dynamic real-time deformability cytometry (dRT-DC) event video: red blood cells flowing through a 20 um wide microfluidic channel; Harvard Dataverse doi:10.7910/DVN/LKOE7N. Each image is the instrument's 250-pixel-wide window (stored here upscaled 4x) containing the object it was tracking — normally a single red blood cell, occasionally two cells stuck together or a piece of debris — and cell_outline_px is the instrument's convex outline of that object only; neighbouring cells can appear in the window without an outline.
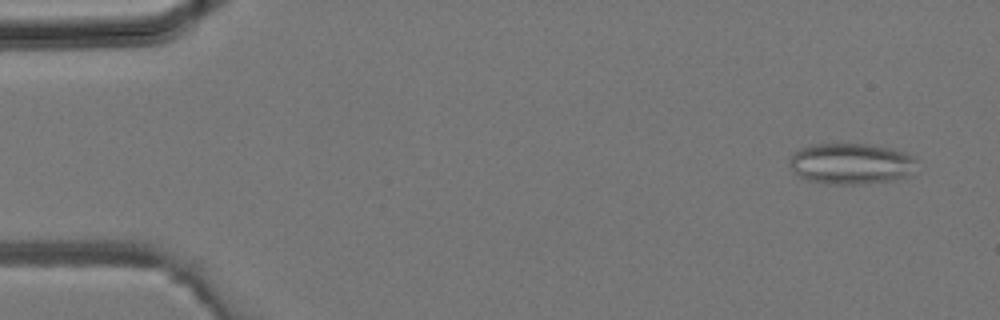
{"species": "common noctule bat (a hibernating species)", "species_latin": "Nyctalus noctula", "temperature_condition": "room temperature", "stored_images_in_passage": 3, "camera_frame_rate_fps": 3000, "um_per_image_px": 0.085, "animal": {"sex": "male", "body_mass_g": 19.2, "forearm_length_mm": 51.8}, "frame": {"image": 1, "passage_image": 1, "time_ms": 0.0, "image_size_px": [1000, 320], "cell_outline_px": [[916, 160], [908, 176], [896, 180], [864, 184], [828, 184], [808, 180], [800, 176], [788, 164], [788, 160], [792, 152], [808, 144], [868, 144], [892, 148], [904, 152], [912, 156]], "centroid_in_image_um": [72.29, 13.91], "position_along_channel_um": 12.7, "area_um2": 30.58}}